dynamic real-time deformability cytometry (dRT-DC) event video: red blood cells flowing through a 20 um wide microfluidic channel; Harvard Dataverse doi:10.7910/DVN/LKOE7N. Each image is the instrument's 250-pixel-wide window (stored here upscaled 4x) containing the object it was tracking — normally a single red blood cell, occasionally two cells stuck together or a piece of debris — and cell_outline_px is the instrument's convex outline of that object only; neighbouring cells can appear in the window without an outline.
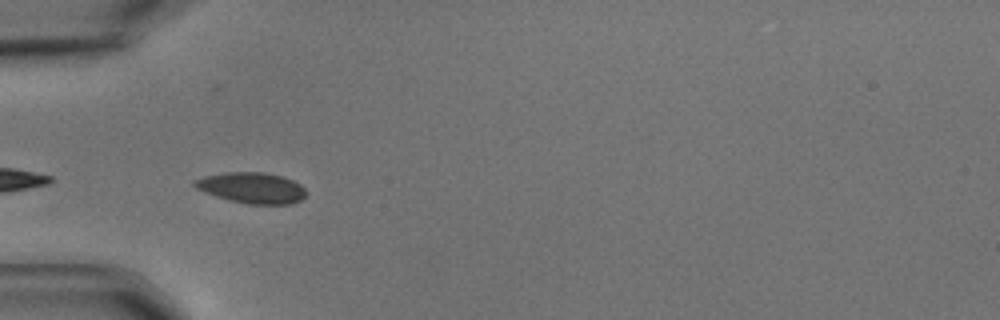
{"species": "common noctule bat (a hibernating species)", "species_latin": "Nyctalus noctula", "temperature_condition": "cold", "stored_images_in_passage": 10, "camera_frame_rate_fps": 3000, "um_per_image_px": 0.085, "animal": {"sex": "male", "body_mass_g": 15.6}, "frame": {"image": 1, "passage_image": 2, "time_ms": 0.333, "image_size_px": [1000, 320], "cell_outline_px": [[308, 192], [300, 200], [292, 204], [248, 204], [228, 200], [216, 196], [196, 188], [192, 184], [192, 180], [204, 176], [224, 172], [264, 172], [280, 176], [292, 180], [300, 184]], "centroid_in_image_um": [21.39, 15.96], "position_along_channel_um": 63.6, "area_um2": 20.11}}